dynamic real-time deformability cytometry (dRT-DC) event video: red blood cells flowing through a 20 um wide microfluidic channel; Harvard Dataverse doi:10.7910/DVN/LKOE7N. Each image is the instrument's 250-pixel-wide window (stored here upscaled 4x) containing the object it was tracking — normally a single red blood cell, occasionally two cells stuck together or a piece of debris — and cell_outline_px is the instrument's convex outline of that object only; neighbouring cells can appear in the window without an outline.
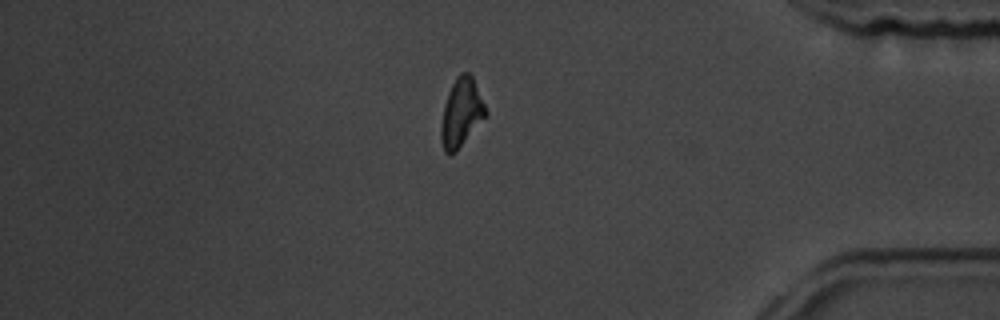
{"species": "common noctule bat (a hibernating species)", "species_latin": "Nyctalus noctula", "temperature_condition": "room temperature", "stored_images_in_passage": 13, "segment_of_instrument_passage": [2, 2], "camera_frame_rate_fps": 3000, "um_per_image_px": 0.085, "animal": {"sex": "male", "body_mass_g": 19.5, "forearm_length_mm": 54.6}, "frame": {"image": 1, "passage_image": 13, "time_ms": 14.333, "image_size_px": [1000, 320], "cell_outline_px": [[488, 112], [456, 152], [444, 152], [440, 140], [440, 128], [444, 104], [448, 92], [456, 76], [460, 72], [468, 72], [472, 76]], "centroid_in_image_um": [39.18, 9.56], "position_along_channel_um": 396.0, "area_um2": 17.57}}